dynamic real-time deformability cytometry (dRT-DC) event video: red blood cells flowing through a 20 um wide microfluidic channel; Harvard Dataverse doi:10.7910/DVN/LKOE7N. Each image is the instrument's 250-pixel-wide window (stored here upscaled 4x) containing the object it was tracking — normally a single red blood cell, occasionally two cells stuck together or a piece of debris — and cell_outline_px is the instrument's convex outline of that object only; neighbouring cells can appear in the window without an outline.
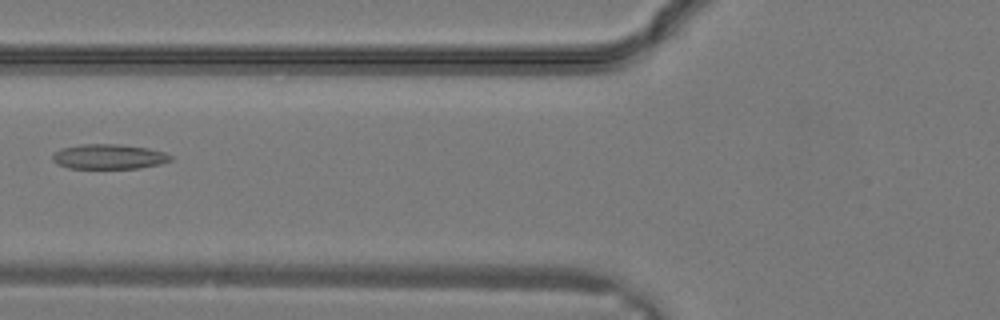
{"species": "common noctule bat (a hibernating species)", "species_latin": "Nyctalus noctula", "temperature_condition": "warm", "stored_images_in_passage": 28, "camera_frame_rate_fps": 3000, "um_per_image_px": 0.085, "animal": {"sex": "male", "body_mass_g": 19.2, "forearm_length_mm": 51.8}, "frame": {"image": 1, "passage_image": 9, "time_ms": 2.667, "image_size_px": [1000, 320], "cell_outline_px": [[172, 160], [160, 164], [140, 168], [68, 168], [56, 164], [52, 160], [52, 156], [60, 148], [80, 144], [120, 144], [148, 148], [164, 152], [172, 156]], "centroid_in_image_um": [9.24, 13.31], "position_along_channel_um": 116.6, "area_um2": 17.22}}
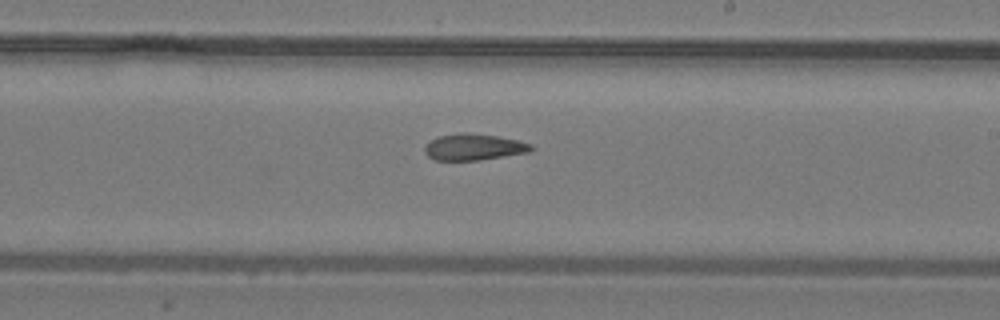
{"frame": {"image": 2, "passage_image": 15, "time_ms": 4.667, "image_size_px": [1000, 320], "cell_outline_px": [[532, 148], [528, 152], [480, 160], [436, 160], [428, 156], [424, 152], [424, 148], [432, 140], [440, 136], [460, 132], [468, 132], [500, 136], [532, 144]], "centroid_in_image_um": [40.27, 12.49], "position_along_channel_um": 248.7, "area_um2": 16.24}}
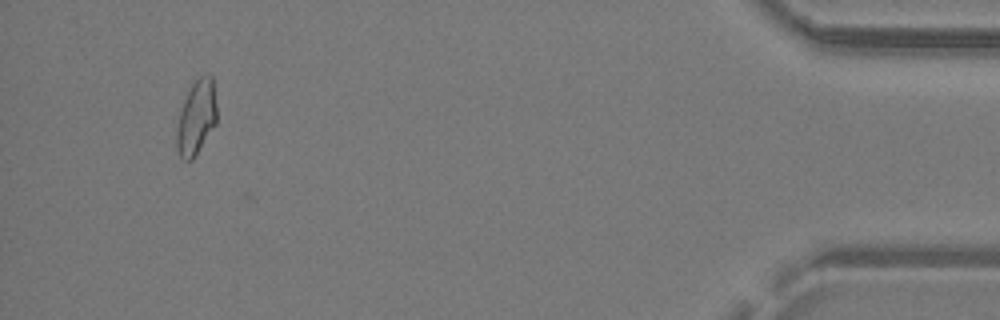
{"frame": {"image": 3, "passage_image": 26, "time_ms": 8.333, "image_size_px": [1000, 320], "cell_outline_px": [[216, 124], [192, 160], [180, 160], [176, 144], [176, 128], [180, 108], [192, 84], [200, 76], [208, 72], [212, 76], [216, 104]], "centroid_in_image_um": [16.67, 9.99], "position_along_channel_um": 418.5, "area_um2": 17.51}}